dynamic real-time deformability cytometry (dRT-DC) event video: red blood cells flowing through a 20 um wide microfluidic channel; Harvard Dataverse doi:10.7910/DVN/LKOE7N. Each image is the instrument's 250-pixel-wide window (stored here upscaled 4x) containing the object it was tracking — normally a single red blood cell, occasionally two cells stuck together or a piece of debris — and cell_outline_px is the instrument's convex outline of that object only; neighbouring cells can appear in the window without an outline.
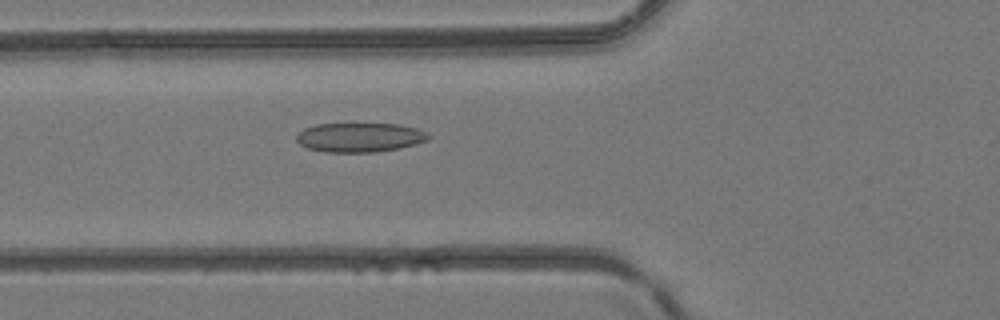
{"species": "common noctule bat (a hibernating species)", "species_latin": "Nyctalus noctula", "temperature_condition": "room temperature", "stored_images_in_passage": 33, "camera_frame_rate_fps": 3000, "um_per_image_px": 0.085, "animal": {"sex": "female", "body_mass_g": 24.6, "forearm_length_mm": 56.2}, "frame": {"image": 1, "passage_image": 14, "time_ms": 4.333, "image_size_px": [1000, 320], "cell_outline_px": [[432, 136], [428, 140], [416, 144], [400, 148], [376, 152], [324, 152], [308, 148], [300, 144], [296, 140], [296, 136], [304, 128], [316, 124], [400, 124], [416, 128], [428, 132]], "centroid_in_image_um": [30.61, 11.68], "position_along_channel_um": 95.2, "area_um2": 22.66}}
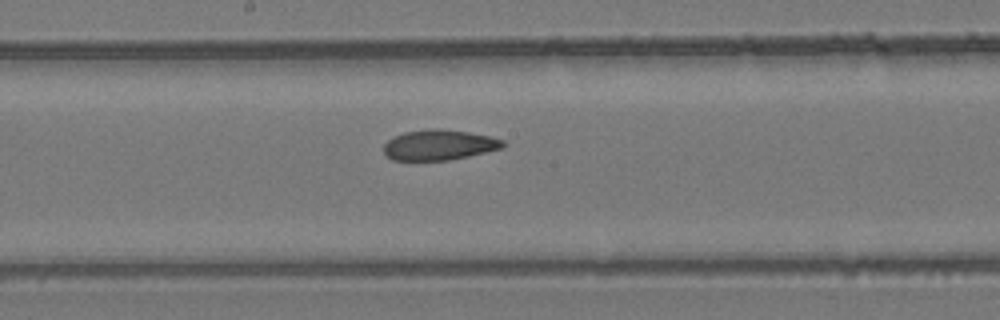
{"frame": {"image": 2, "passage_image": 22, "time_ms": 7.0, "image_size_px": [1000, 320], "cell_outline_px": [[504, 148], [468, 156], [448, 160], [392, 160], [384, 152], [384, 144], [388, 140], [404, 132], [432, 128], [440, 128], [468, 132], [488, 136], [504, 140]], "centroid_in_image_um": [37.33, 12.31], "position_along_channel_um": 210.9, "area_um2": 20.98}}
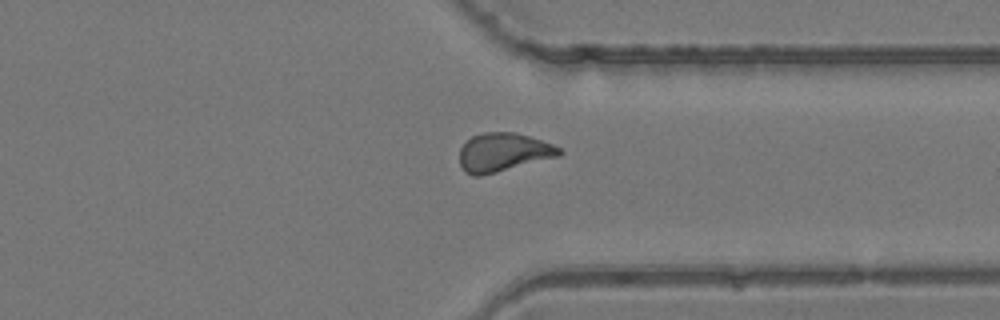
{"frame": {"image": 3, "passage_image": 33, "time_ms": 10.667, "image_size_px": [1000, 320], "cell_outline_px": [[564, 152], [560, 156], [480, 176], [472, 176], [464, 172], [460, 164], [460, 148], [472, 136], [484, 132], [516, 132], [552, 144], [560, 148]], "centroid_in_image_um": [42.77, 12.95], "position_along_channel_um": 368.6, "area_um2": 22.37}}